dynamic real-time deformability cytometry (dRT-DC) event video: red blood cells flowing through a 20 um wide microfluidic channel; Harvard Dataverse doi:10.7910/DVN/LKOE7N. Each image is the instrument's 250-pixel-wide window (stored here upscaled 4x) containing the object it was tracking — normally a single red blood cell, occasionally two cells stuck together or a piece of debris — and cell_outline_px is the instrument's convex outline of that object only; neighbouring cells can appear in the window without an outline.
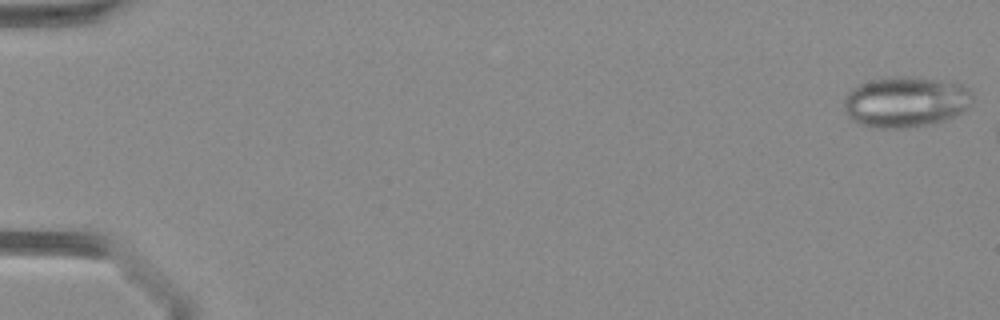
{"species": "Egyptian fruit bat (a non-hibernating species)", "species_latin": "Rousettus aegyptiacus", "temperature_condition": "warm", "stored_images_in_passage": 6, "camera_frame_rate_fps": 3000, "um_per_image_px": 0.085, "animal": {"sex": "female"}, "frame": {"image": 1, "passage_image": 1, "time_ms": 0.0, "image_size_px": [1000, 320], "cell_outline_px": [[972, 100], [968, 108], [956, 116], [944, 120], [904, 128], [880, 128], [860, 124], [852, 120], [848, 116], [844, 108], [844, 100], [848, 92], [856, 84], [872, 80], [892, 76], [912, 76], [960, 84], [968, 88], [972, 96]], "centroid_in_image_um": [76.95, 8.65], "position_along_channel_um": 8.0, "area_um2": 37.92}}